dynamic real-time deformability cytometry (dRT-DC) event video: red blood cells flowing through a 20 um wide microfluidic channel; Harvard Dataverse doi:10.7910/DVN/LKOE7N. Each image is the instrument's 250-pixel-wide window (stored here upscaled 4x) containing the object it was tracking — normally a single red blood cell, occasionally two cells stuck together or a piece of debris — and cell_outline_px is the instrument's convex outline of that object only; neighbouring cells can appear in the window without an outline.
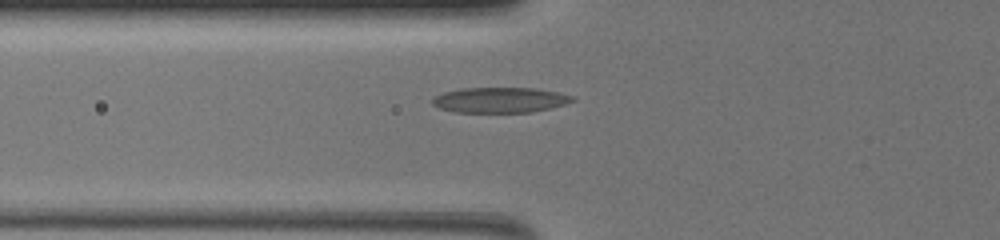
{"species": "common noctule bat (a hibernating species)", "species_latin": "Nyctalus noctula", "temperature_condition": "warm", "stored_images_in_passage": 41, "camera_frame_rate_fps": 3000, "um_per_image_px": 0.085, "animal": {"sex": "female", "body_mass_g": 19.5, "forearm_length_mm": 54.1}, "frame": {"image": 1, "passage_image": 2, "time_ms": 0.333, "image_size_px": [1000, 240], "cell_outline_px": [[576, 100], [564, 104], [532, 112], [456, 112], [440, 108], [432, 104], [432, 100], [436, 96], [444, 92], [464, 88], [532, 88], [556, 92], [572, 96]], "centroid_in_image_um": [42.48, 8.5], "position_along_channel_um": 83.3, "area_um2": 20.35}}
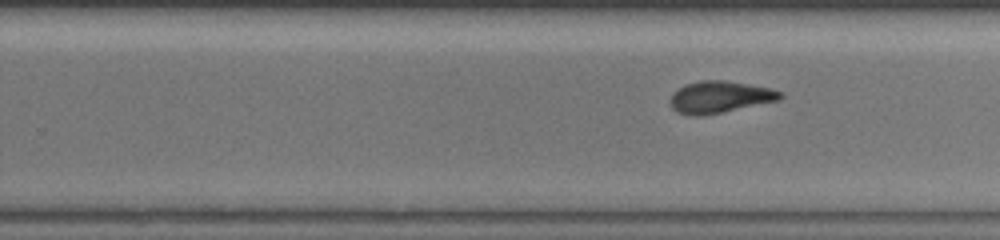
{"frame": {"image": 2, "passage_image": 19, "time_ms": 6.0, "image_size_px": [1000, 240], "cell_outline_px": [[784, 96], [780, 100], [700, 116], [692, 116], [676, 112], [672, 108], [672, 96], [684, 84], [700, 80], [724, 80], [748, 84], [768, 88], [784, 92]], "centroid_in_image_um": [61.21, 8.24], "position_along_channel_um": 268.6, "area_um2": 20.11}}
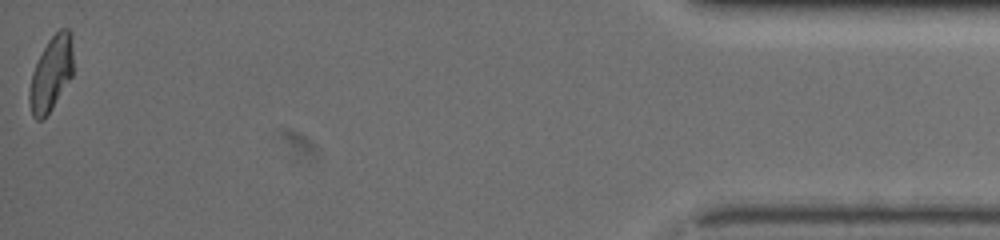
{"frame": {"image": 3, "passage_image": 41, "time_ms": 13.333, "image_size_px": [1000, 240], "cell_outline_px": [[72, 76], [52, 108], [44, 120], [36, 120], [32, 116], [28, 100], [28, 96], [32, 72], [48, 40], [60, 28], [68, 28], [72, 32]], "centroid_in_image_um": [4.34, 6.28], "position_along_channel_um": 430.9, "area_um2": 19.02}, "authors_computed_cell_mechanics": {"area_um2": 19.7098, "velocity_mm_per_s": 3.27, "shape_relaxation_time_tau1_ms": 8.7554, "shape_relaxation_time_tau2_ms": 2.582, "deformation_change_tau1": 0.2536, "deformation_change_tau2": 0.0984}}